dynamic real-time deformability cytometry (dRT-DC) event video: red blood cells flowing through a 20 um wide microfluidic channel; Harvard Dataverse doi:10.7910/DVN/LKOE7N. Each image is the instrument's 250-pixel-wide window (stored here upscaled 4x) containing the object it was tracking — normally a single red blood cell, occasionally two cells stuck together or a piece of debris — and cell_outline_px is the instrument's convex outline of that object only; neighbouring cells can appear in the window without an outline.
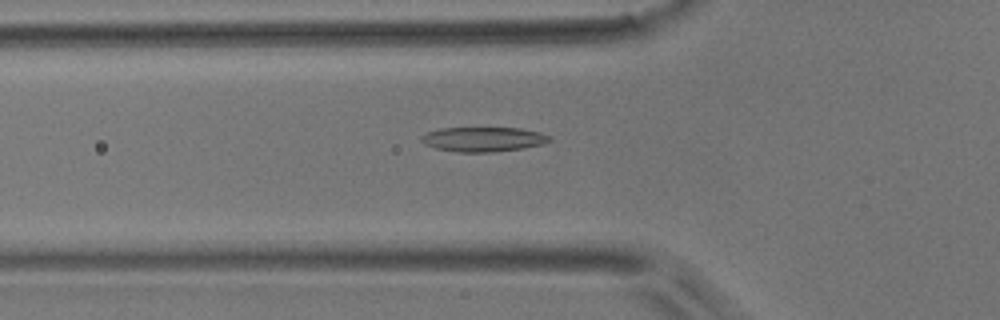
{"species": "common noctule bat (a hibernating species)", "species_latin": "Nyctalus noctula", "temperature_condition": "room temperature", "stored_images_in_passage": 4, "camera_frame_rate_fps": 3000, "um_per_image_px": 0.085, "animal": {"sex": "male", "body_mass_g": 17.9}, "frame": {"image": 1, "passage_image": 4, "time_ms": 4.333, "image_size_px": [1000, 320], "cell_outline_px": [[552, 140], [540, 144], [524, 148], [492, 152], [456, 152], [436, 148], [424, 144], [420, 140], [420, 136], [428, 132], [440, 128], [520, 128], [540, 132], [552, 136]], "centroid_in_image_um": [41.07, 11.83], "position_along_channel_um": 84.7, "area_um2": 18.44}}